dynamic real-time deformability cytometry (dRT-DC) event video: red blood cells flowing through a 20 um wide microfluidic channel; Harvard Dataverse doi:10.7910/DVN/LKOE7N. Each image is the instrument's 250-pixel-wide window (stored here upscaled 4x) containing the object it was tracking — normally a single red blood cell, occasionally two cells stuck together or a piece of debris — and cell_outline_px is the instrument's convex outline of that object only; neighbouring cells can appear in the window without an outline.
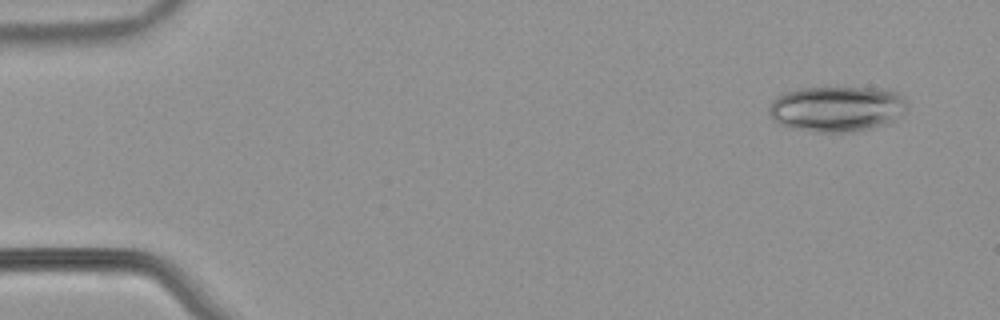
{"species": "common noctule bat (a hibernating species)", "species_latin": "Nyctalus noctula", "temperature_condition": "warm", "stored_images_in_passage": 54, "camera_frame_rate_fps": 3000, "um_per_image_px": 0.085, "animal": {"sex": "male", "body_mass_g": 21.5, "forearm_length_mm": 52.0}, "frame": {"image": 1, "passage_image": 4, "time_ms": 1.0, "image_size_px": [1000, 320], "cell_outline_px": [[908, 108], [892, 120], [876, 128], [860, 132], [816, 132], [796, 128], [780, 124], [772, 120], [768, 112], [768, 108], [772, 100], [776, 96], [784, 92], [800, 88], [884, 88], [896, 92], [908, 100]], "centroid_in_image_um": [71.13, 9.25], "position_along_channel_um": 13.9, "area_um2": 37.05}}